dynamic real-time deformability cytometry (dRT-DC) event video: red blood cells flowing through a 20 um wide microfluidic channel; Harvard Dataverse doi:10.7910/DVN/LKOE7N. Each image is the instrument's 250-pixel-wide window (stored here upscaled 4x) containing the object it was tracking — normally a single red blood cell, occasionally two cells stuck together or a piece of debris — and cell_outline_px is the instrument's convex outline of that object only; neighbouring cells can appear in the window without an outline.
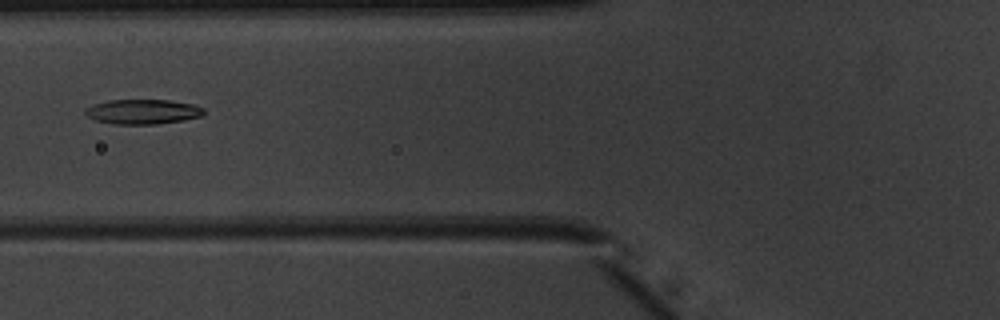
{"species": "common noctule bat (a hibernating species)", "species_latin": "Nyctalus noctula", "temperature_condition": "warm", "stored_images_in_passage": 36, "camera_frame_rate_fps": 3000, "um_per_image_px": 0.085, "animal": {"sex": "male", "body_mass_g": 20.1, "forearm_length_mm": 53.5}, "frame": {"image": 1, "passage_image": 6, "time_ms": 1.667, "image_size_px": [1000, 320], "cell_outline_px": [[204, 112], [200, 116], [184, 120], [156, 124], [112, 124], [96, 120], [88, 116], [84, 112], [84, 108], [92, 104], [108, 100], [168, 100], [192, 104], [204, 108]], "centroid_in_image_um": [12.09, 9.49], "position_along_channel_um": 113.7, "area_um2": 17.11}}
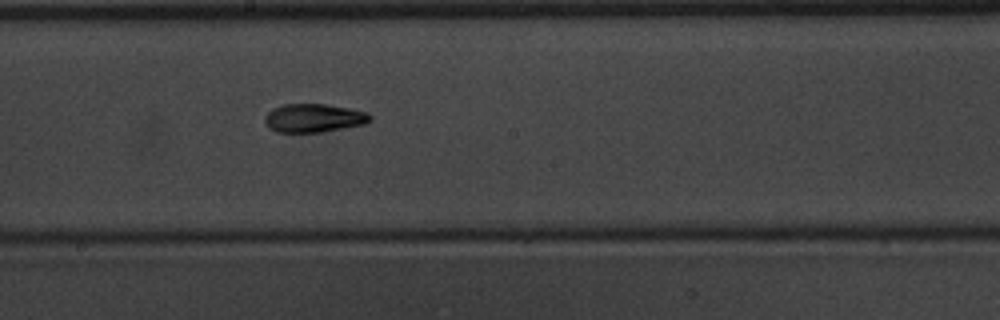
{"frame": {"image": 2, "passage_image": 14, "time_ms": 4.333, "image_size_px": [1000, 320], "cell_outline_px": [[372, 120], [364, 124], [320, 132], [276, 132], [268, 128], [264, 120], [264, 116], [272, 108], [284, 104], [328, 104], [368, 112], [372, 116]], "centroid_in_image_um": [26.65, 10.03], "position_along_channel_um": 221.5, "area_um2": 17.57}}
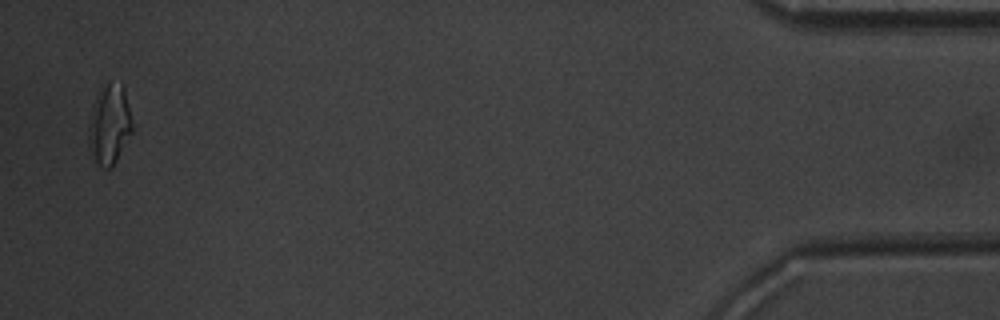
{"frame": {"image": 3, "passage_image": 35, "time_ms": 11.333, "image_size_px": [1000, 320], "cell_outline_px": [[132, 132], [112, 168], [104, 168], [96, 160], [88, 148], [88, 128], [92, 108], [96, 96], [104, 80], [124, 84], [132, 124]], "centroid_in_image_um": [9.3, 10.52], "position_along_channel_um": 425.9, "area_um2": 20.46}, "authors_computed_cell_mechanics": {"area_um2": 17.34, "velocity_mm_per_s": 4.0311, "shape_relaxation_time_tau1_ms": 4.7296, "shape_relaxation_time_tau2_ms": 1.5197, "deformation_change_tau1": 0.1786, "deformation_change_tau2": 0.08}}